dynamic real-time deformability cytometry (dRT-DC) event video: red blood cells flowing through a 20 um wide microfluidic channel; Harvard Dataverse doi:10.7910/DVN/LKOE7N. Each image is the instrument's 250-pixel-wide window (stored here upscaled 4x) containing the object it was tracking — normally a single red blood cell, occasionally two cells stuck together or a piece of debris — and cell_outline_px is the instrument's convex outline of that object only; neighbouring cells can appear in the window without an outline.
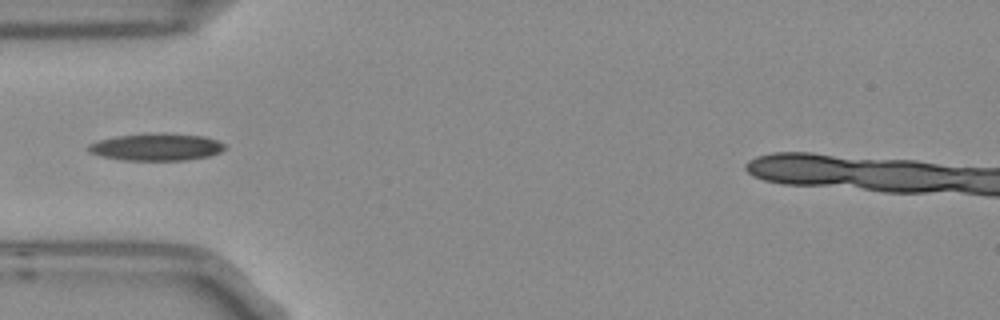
{"species": "Egyptian fruit bat (a non-hibernating species)", "species_latin": "Rousettus aegyptiacus", "temperature_condition": "room temperature", "stored_images_in_passage": 7, "camera_frame_rate_fps": 3000, "um_per_image_px": 0.085, "frame": {"image": 1, "passage_image": 6, "time_ms": 1.667, "image_size_px": [1000, 320], "cell_outline_px": [[224, 148], [220, 152], [208, 156], [184, 160], [124, 160], [100, 156], [88, 152], [88, 144], [100, 140], [116, 136], [148, 132], [168, 132], [204, 136], [216, 140], [224, 144]], "centroid_in_image_um": [13.27, 12.47], "position_along_channel_um": 71.7, "area_um2": 21.85}}
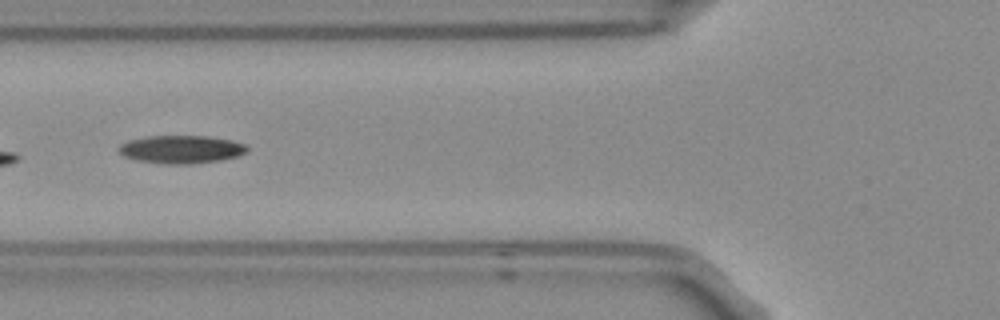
{"frame": {"image": 2, "passage_image": 7, "time_ms": 2.0, "image_size_px": [1000, 320], "cell_outline_px": [[248, 148], [244, 152], [236, 156], [216, 160], [188, 164], [176, 164], [140, 160], [124, 156], [120, 152], [120, 144], [128, 140], [148, 136], [208, 136], [232, 140], [244, 144]], "centroid_in_image_um": [15.4, 12.67], "position_along_channel_um": 110.4, "area_um2": 20.35}}